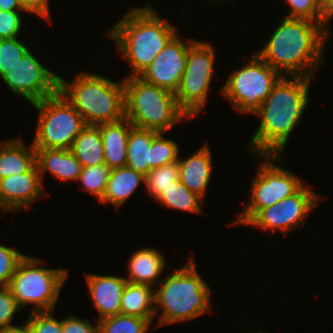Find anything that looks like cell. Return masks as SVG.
I'll use <instances>...</instances> for the list:
<instances>
[{"label":"cell","instance_id":"obj_23","mask_svg":"<svg viewBox=\"0 0 333 333\" xmlns=\"http://www.w3.org/2000/svg\"><path fill=\"white\" fill-rule=\"evenodd\" d=\"M159 133L132 127L127 143L126 166L146 176L152 169V140Z\"/></svg>","mask_w":333,"mask_h":333},{"label":"cell","instance_id":"obj_27","mask_svg":"<svg viewBox=\"0 0 333 333\" xmlns=\"http://www.w3.org/2000/svg\"><path fill=\"white\" fill-rule=\"evenodd\" d=\"M97 321L99 333H146L152 324L149 319L124 314Z\"/></svg>","mask_w":333,"mask_h":333},{"label":"cell","instance_id":"obj_11","mask_svg":"<svg viewBox=\"0 0 333 333\" xmlns=\"http://www.w3.org/2000/svg\"><path fill=\"white\" fill-rule=\"evenodd\" d=\"M215 51L208 42L195 41L188 50L186 68L175 93L179 108L190 118L207 102L213 77Z\"/></svg>","mask_w":333,"mask_h":333},{"label":"cell","instance_id":"obj_35","mask_svg":"<svg viewBox=\"0 0 333 333\" xmlns=\"http://www.w3.org/2000/svg\"><path fill=\"white\" fill-rule=\"evenodd\" d=\"M50 311L32 312L25 323L33 333H62V320L55 319Z\"/></svg>","mask_w":333,"mask_h":333},{"label":"cell","instance_id":"obj_21","mask_svg":"<svg viewBox=\"0 0 333 333\" xmlns=\"http://www.w3.org/2000/svg\"><path fill=\"white\" fill-rule=\"evenodd\" d=\"M36 165V150L19 137L1 141L0 179L30 171Z\"/></svg>","mask_w":333,"mask_h":333},{"label":"cell","instance_id":"obj_34","mask_svg":"<svg viewBox=\"0 0 333 333\" xmlns=\"http://www.w3.org/2000/svg\"><path fill=\"white\" fill-rule=\"evenodd\" d=\"M24 257L25 254L16 249L0 245V287L10 284L12 276Z\"/></svg>","mask_w":333,"mask_h":333},{"label":"cell","instance_id":"obj_42","mask_svg":"<svg viewBox=\"0 0 333 333\" xmlns=\"http://www.w3.org/2000/svg\"><path fill=\"white\" fill-rule=\"evenodd\" d=\"M207 1H211V2H221V1H223V0H207ZM224 1H226V0H224Z\"/></svg>","mask_w":333,"mask_h":333},{"label":"cell","instance_id":"obj_8","mask_svg":"<svg viewBox=\"0 0 333 333\" xmlns=\"http://www.w3.org/2000/svg\"><path fill=\"white\" fill-rule=\"evenodd\" d=\"M39 111L34 148L70 149L75 138L87 126L82 115L58 91L31 104Z\"/></svg>","mask_w":333,"mask_h":333},{"label":"cell","instance_id":"obj_12","mask_svg":"<svg viewBox=\"0 0 333 333\" xmlns=\"http://www.w3.org/2000/svg\"><path fill=\"white\" fill-rule=\"evenodd\" d=\"M0 78L30 104L55 95L59 87V75L44 67L30 50Z\"/></svg>","mask_w":333,"mask_h":333},{"label":"cell","instance_id":"obj_20","mask_svg":"<svg viewBox=\"0 0 333 333\" xmlns=\"http://www.w3.org/2000/svg\"><path fill=\"white\" fill-rule=\"evenodd\" d=\"M127 267V282L153 287L159 283L157 280L167 266L163 253L154 248H141L132 254Z\"/></svg>","mask_w":333,"mask_h":333},{"label":"cell","instance_id":"obj_15","mask_svg":"<svg viewBox=\"0 0 333 333\" xmlns=\"http://www.w3.org/2000/svg\"><path fill=\"white\" fill-rule=\"evenodd\" d=\"M44 194L37 164L28 172L0 179V206L6 212L29 208Z\"/></svg>","mask_w":333,"mask_h":333},{"label":"cell","instance_id":"obj_32","mask_svg":"<svg viewBox=\"0 0 333 333\" xmlns=\"http://www.w3.org/2000/svg\"><path fill=\"white\" fill-rule=\"evenodd\" d=\"M29 51L18 37L0 40V77Z\"/></svg>","mask_w":333,"mask_h":333},{"label":"cell","instance_id":"obj_14","mask_svg":"<svg viewBox=\"0 0 333 333\" xmlns=\"http://www.w3.org/2000/svg\"><path fill=\"white\" fill-rule=\"evenodd\" d=\"M195 41L184 43L176 34L139 77L175 94L186 68L189 47Z\"/></svg>","mask_w":333,"mask_h":333},{"label":"cell","instance_id":"obj_3","mask_svg":"<svg viewBox=\"0 0 333 333\" xmlns=\"http://www.w3.org/2000/svg\"><path fill=\"white\" fill-rule=\"evenodd\" d=\"M106 33L132 67L129 76H139L177 34V28L162 20L149 5L133 8Z\"/></svg>","mask_w":333,"mask_h":333},{"label":"cell","instance_id":"obj_26","mask_svg":"<svg viewBox=\"0 0 333 333\" xmlns=\"http://www.w3.org/2000/svg\"><path fill=\"white\" fill-rule=\"evenodd\" d=\"M164 204L168 209H176L191 213H203L199 204L203 200L196 193L190 191L180 180L172 182L168 188L164 189L155 199Z\"/></svg>","mask_w":333,"mask_h":333},{"label":"cell","instance_id":"obj_41","mask_svg":"<svg viewBox=\"0 0 333 333\" xmlns=\"http://www.w3.org/2000/svg\"><path fill=\"white\" fill-rule=\"evenodd\" d=\"M7 333H33L30 327L24 323L21 326L11 328Z\"/></svg>","mask_w":333,"mask_h":333},{"label":"cell","instance_id":"obj_33","mask_svg":"<svg viewBox=\"0 0 333 333\" xmlns=\"http://www.w3.org/2000/svg\"><path fill=\"white\" fill-rule=\"evenodd\" d=\"M0 289V333H7L16 327L12 325V320L21 308L8 286H1Z\"/></svg>","mask_w":333,"mask_h":333},{"label":"cell","instance_id":"obj_1","mask_svg":"<svg viewBox=\"0 0 333 333\" xmlns=\"http://www.w3.org/2000/svg\"><path fill=\"white\" fill-rule=\"evenodd\" d=\"M310 80L313 81L309 77L285 75L274 85L254 114L259 116L260 123L248 144L251 155L283 154L308 106Z\"/></svg>","mask_w":333,"mask_h":333},{"label":"cell","instance_id":"obj_25","mask_svg":"<svg viewBox=\"0 0 333 333\" xmlns=\"http://www.w3.org/2000/svg\"><path fill=\"white\" fill-rule=\"evenodd\" d=\"M70 150L83 168L105 163L99 126L87 125L75 138Z\"/></svg>","mask_w":333,"mask_h":333},{"label":"cell","instance_id":"obj_16","mask_svg":"<svg viewBox=\"0 0 333 333\" xmlns=\"http://www.w3.org/2000/svg\"><path fill=\"white\" fill-rule=\"evenodd\" d=\"M93 306L100 314L96 320L121 314V298L127 284L125 277L86 274Z\"/></svg>","mask_w":333,"mask_h":333},{"label":"cell","instance_id":"obj_38","mask_svg":"<svg viewBox=\"0 0 333 333\" xmlns=\"http://www.w3.org/2000/svg\"><path fill=\"white\" fill-rule=\"evenodd\" d=\"M49 0H18V3L25 13L34 14L40 16L51 22L50 20V8Z\"/></svg>","mask_w":333,"mask_h":333},{"label":"cell","instance_id":"obj_2","mask_svg":"<svg viewBox=\"0 0 333 333\" xmlns=\"http://www.w3.org/2000/svg\"><path fill=\"white\" fill-rule=\"evenodd\" d=\"M330 33L321 23L284 17L256 54L282 76L287 73V77L313 78L324 62V46Z\"/></svg>","mask_w":333,"mask_h":333},{"label":"cell","instance_id":"obj_7","mask_svg":"<svg viewBox=\"0 0 333 333\" xmlns=\"http://www.w3.org/2000/svg\"><path fill=\"white\" fill-rule=\"evenodd\" d=\"M42 260L25 255L8 287L22 309L33 304L32 312H53L61 288L68 277L66 269L41 267Z\"/></svg>","mask_w":333,"mask_h":333},{"label":"cell","instance_id":"obj_29","mask_svg":"<svg viewBox=\"0 0 333 333\" xmlns=\"http://www.w3.org/2000/svg\"><path fill=\"white\" fill-rule=\"evenodd\" d=\"M110 171L111 169L105 163L84 167L78 181L84 191L94 194L100 201L106 190Z\"/></svg>","mask_w":333,"mask_h":333},{"label":"cell","instance_id":"obj_13","mask_svg":"<svg viewBox=\"0 0 333 333\" xmlns=\"http://www.w3.org/2000/svg\"><path fill=\"white\" fill-rule=\"evenodd\" d=\"M319 194L306 185L297 193L278 203L262 209L247 225L258 226L262 231H279L287 235L288 231L304 226L311 210L322 200ZM299 224V225H298Z\"/></svg>","mask_w":333,"mask_h":333},{"label":"cell","instance_id":"obj_5","mask_svg":"<svg viewBox=\"0 0 333 333\" xmlns=\"http://www.w3.org/2000/svg\"><path fill=\"white\" fill-rule=\"evenodd\" d=\"M58 91L82 115L87 125L125 118L124 83L91 72L77 74L72 83L59 76Z\"/></svg>","mask_w":333,"mask_h":333},{"label":"cell","instance_id":"obj_36","mask_svg":"<svg viewBox=\"0 0 333 333\" xmlns=\"http://www.w3.org/2000/svg\"><path fill=\"white\" fill-rule=\"evenodd\" d=\"M19 11H0V40L11 39L19 35L23 18Z\"/></svg>","mask_w":333,"mask_h":333},{"label":"cell","instance_id":"obj_37","mask_svg":"<svg viewBox=\"0 0 333 333\" xmlns=\"http://www.w3.org/2000/svg\"><path fill=\"white\" fill-rule=\"evenodd\" d=\"M62 333H99L98 321L95 326L88 319L68 315L62 320Z\"/></svg>","mask_w":333,"mask_h":333},{"label":"cell","instance_id":"obj_19","mask_svg":"<svg viewBox=\"0 0 333 333\" xmlns=\"http://www.w3.org/2000/svg\"><path fill=\"white\" fill-rule=\"evenodd\" d=\"M36 164L43 180L47 170L63 181L79 179L83 166L76 159L70 149H45L35 148Z\"/></svg>","mask_w":333,"mask_h":333},{"label":"cell","instance_id":"obj_6","mask_svg":"<svg viewBox=\"0 0 333 333\" xmlns=\"http://www.w3.org/2000/svg\"><path fill=\"white\" fill-rule=\"evenodd\" d=\"M124 83L125 117L135 128L165 133L189 117L179 108L175 94L144 81L126 76Z\"/></svg>","mask_w":333,"mask_h":333},{"label":"cell","instance_id":"obj_24","mask_svg":"<svg viewBox=\"0 0 333 333\" xmlns=\"http://www.w3.org/2000/svg\"><path fill=\"white\" fill-rule=\"evenodd\" d=\"M121 314L138 316L153 321L155 289L147 284L127 282L121 298Z\"/></svg>","mask_w":333,"mask_h":333},{"label":"cell","instance_id":"obj_4","mask_svg":"<svg viewBox=\"0 0 333 333\" xmlns=\"http://www.w3.org/2000/svg\"><path fill=\"white\" fill-rule=\"evenodd\" d=\"M186 263L161 280L160 288H155V315L161 307L158 327L211 312V290L198 273L194 259Z\"/></svg>","mask_w":333,"mask_h":333},{"label":"cell","instance_id":"obj_22","mask_svg":"<svg viewBox=\"0 0 333 333\" xmlns=\"http://www.w3.org/2000/svg\"><path fill=\"white\" fill-rule=\"evenodd\" d=\"M141 182L145 183V176L127 166L112 169L100 202L112 203L118 209L135 193Z\"/></svg>","mask_w":333,"mask_h":333},{"label":"cell","instance_id":"obj_18","mask_svg":"<svg viewBox=\"0 0 333 333\" xmlns=\"http://www.w3.org/2000/svg\"><path fill=\"white\" fill-rule=\"evenodd\" d=\"M102 137L104 161L112 170L126 166L127 143L133 125L125 117L116 122L98 124Z\"/></svg>","mask_w":333,"mask_h":333},{"label":"cell","instance_id":"obj_28","mask_svg":"<svg viewBox=\"0 0 333 333\" xmlns=\"http://www.w3.org/2000/svg\"><path fill=\"white\" fill-rule=\"evenodd\" d=\"M179 180L178 161L163 165L158 168L151 169L145 176V186L147 192L156 199L158 195L170 185L172 182Z\"/></svg>","mask_w":333,"mask_h":333},{"label":"cell","instance_id":"obj_30","mask_svg":"<svg viewBox=\"0 0 333 333\" xmlns=\"http://www.w3.org/2000/svg\"><path fill=\"white\" fill-rule=\"evenodd\" d=\"M179 148L175 141L165 139L164 133H159L152 140V169L177 162Z\"/></svg>","mask_w":333,"mask_h":333},{"label":"cell","instance_id":"obj_10","mask_svg":"<svg viewBox=\"0 0 333 333\" xmlns=\"http://www.w3.org/2000/svg\"><path fill=\"white\" fill-rule=\"evenodd\" d=\"M281 77L278 71L254 54L240 70L229 74L220 93L240 113L254 115Z\"/></svg>","mask_w":333,"mask_h":333},{"label":"cell","instance_id":"obj_40","mask_svg":"<svg viewBox=\"0 0 333 333\" xmlns=\"http://www.w3.org/2000/svg\"><path fill=\"white\" fill-rule=\"evenodd\" d=\"M0 11H20L24 13L18 3V0H0Z\"/></svg>","mask_w":333,"mask_h":333},{"label":"cell","instance_id":"obj_31","mask_svg":"<svg viewBox=\"0 0 333 333\" xmlns=\"http://www.w3.org/2000/svg\"><path fill=\"white\" fill-rule=\"evenodd\" d=\"M291 10L285 17L307 19L323 24L329 31V21L322 15L317 0H286Z\"/></svg>","mask_w":333,"mask_h":333},{"label":"cell","instance_id":"obj_17","mask_svg":"<svg viewBox=\"0 0 333 333\" xmlns=\"http://www.w3.org/2000/svg\"><path fill=\"white\" fill-rule=\"evenodd\" d=\"M212 155L208 143H205L194 154L185 159H178L179 180L190 191L196 193L202 199L205 196L213 166Z\"/></svg>","mask_w":333,"mask_h":333},{"label":"cell","instance_id":"obj_9","mask_svg":"<svg viewBox=\"0 0 333 333\" xmlns=\"http://www.w3.org/2000/svg\"><path fill=\"white\" fill-rule=\"evenodd\" d=\"M257 157L260 165L256 178L251 181L250 200L232 224L246 226L262 209L292 196L304 186L298 176L272 162L274 160L282 162V155H257Z\"/></svg>","mask_w":333,"mask_h":333},{"label":"cell","instance_id":"obj_39","mask_svg":"<svg viewBox=\"0 0 333 333\" xmlns=\"http://www.w3.org/2000/svg\"><path fill=\"white\" fill-rule=\"evenodd\" d=\"M322 15L329 21L333 18V0H317Z\"/></svg>","mask_w":333,"mask_h":333}]
</instances>
